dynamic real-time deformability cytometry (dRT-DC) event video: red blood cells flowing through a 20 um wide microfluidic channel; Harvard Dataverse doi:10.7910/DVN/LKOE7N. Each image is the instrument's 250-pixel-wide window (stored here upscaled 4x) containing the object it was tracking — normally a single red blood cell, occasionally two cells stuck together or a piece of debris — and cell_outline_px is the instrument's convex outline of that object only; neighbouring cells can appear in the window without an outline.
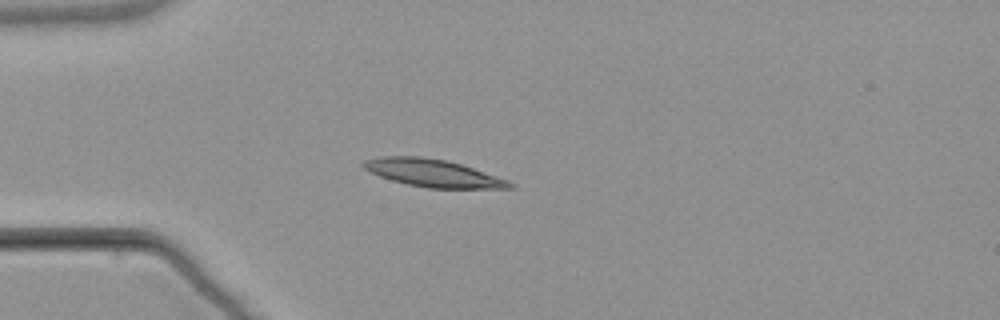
{"species": "common noctule bat (a hibernating species)", "species_latin": "Nyctalus noctula", "temperature_condition": "warm", "stored_images_in_passage": 5, "camera_frame_rate_fps": 3000, "um_per_image_px": 0.085, "animal": {"sex": "male", "body_mass_g": 21.5, "forearm_length_mm": 52.0}, "frame": {"image": 1, "passage_image": 4, "time_ms": 4.0, "image_size_px": [1000, 320], "cell_outline_px": [[516, 188], [428, 188], [408, 184], [392, 180], [368, 172], [360, 164], [364, 160], [380, 156], [420, 156], [444, 160], [460, 164], [508, 180], [516, 184]], "centroid_in_image_um": [36.77, 14.71], "position_along_channel_um": 48.2, "area_um2": 23.35}}